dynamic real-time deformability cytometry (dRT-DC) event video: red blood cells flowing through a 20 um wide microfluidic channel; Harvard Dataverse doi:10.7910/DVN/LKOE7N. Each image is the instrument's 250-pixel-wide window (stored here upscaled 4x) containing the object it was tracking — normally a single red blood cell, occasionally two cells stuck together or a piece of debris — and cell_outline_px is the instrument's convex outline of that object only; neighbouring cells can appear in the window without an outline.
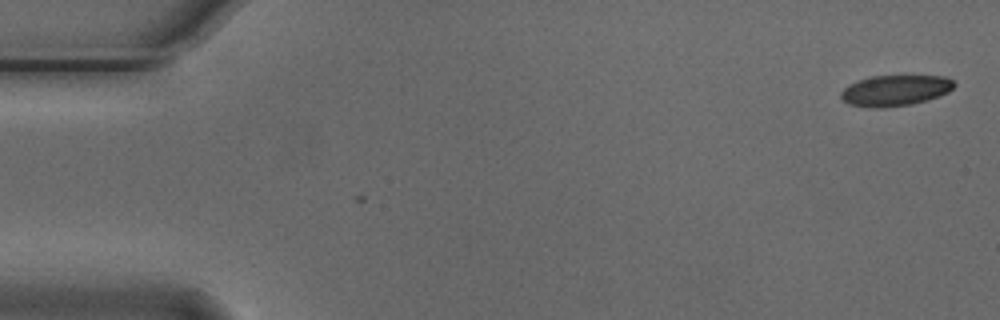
{"species": "Egyptian fruit bat (a non-hibernating species)", "species_latin": "Rousettus aegyptiacus", "temperature_condition": "cold", "stored_images_in_passage": 2, "camera_frame_rate_fps": 3000, "um_per_image_px": 0.085, "animal": {"sex": "male"}, "frame": {"image": 1, "passage_image": 2, "time_ms": 0.333, "image_size_px": [1000, 320], "cell_outline_px": [[956, 84], [948, 92], [940, 96], [928, 100], [912, 104], [884, 108], [872, 108], [848, 104], [840, 96], [840, 92], [848, 84], [856, 80], [872, 76], [944, 76], [952, 80]], "centroid_in_image_um": [76.07, 7.69], "position_along_channel_um": 8.9, "area_um2": 20.52}}